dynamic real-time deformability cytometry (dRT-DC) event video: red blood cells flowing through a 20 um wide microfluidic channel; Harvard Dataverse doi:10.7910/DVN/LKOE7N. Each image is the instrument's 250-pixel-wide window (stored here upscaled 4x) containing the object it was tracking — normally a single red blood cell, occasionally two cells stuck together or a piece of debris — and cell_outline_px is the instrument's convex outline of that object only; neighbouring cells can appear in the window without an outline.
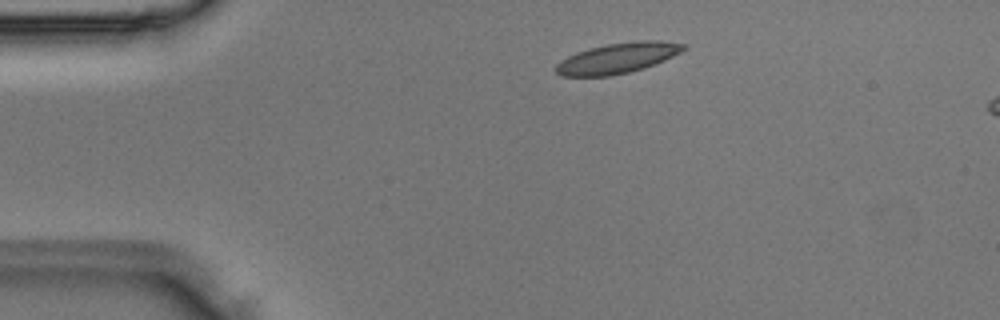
{"species": "Egyptian fruit bat (a non-hibernating species)", "species_latin": "Rousettus aegyptiacus", "temperature_condition": "room temperature", "stored_images_in_passage": 6, "camera_frame_rate_fps": 3000, "um_per_image_px": 0.085, "animal": {"sex": "male"}, "frame": {"image": 1, "passage_image": 1, "time_ms": 0.0, "image_size_px": [1000, 320], "cell_outline_px": [[688, 48], [664, 60], [644, 68], [612, 76], [560, 76], [556, 72], [556, 64], [560, 60], [576, 52], [588, 48], [608, 44], [640, 40], [660, 40], [684, 44]], "centroid_in_image_um": [52.48, 4.94], "position_along_channel_um": 32.5, "area_um2": 22.6}}